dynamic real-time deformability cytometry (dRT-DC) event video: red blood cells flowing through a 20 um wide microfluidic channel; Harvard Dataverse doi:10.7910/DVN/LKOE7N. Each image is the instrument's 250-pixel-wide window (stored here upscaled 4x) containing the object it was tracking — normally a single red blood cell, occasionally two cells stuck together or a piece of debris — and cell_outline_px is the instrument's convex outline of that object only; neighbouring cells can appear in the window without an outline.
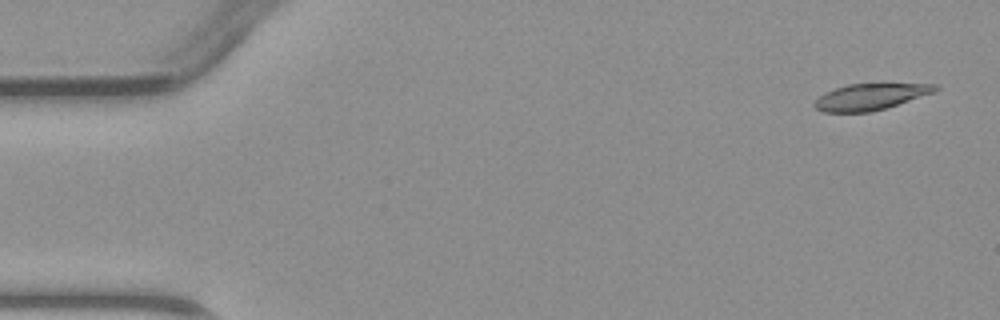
{"species": "common noctule bat (a hibernating species)", "species_latin": "Nyctalus noctula", "temperature_condition": "warm", "stored_images_in_passage": 4, "camera_frame_rate_fps": 3000, "um_per_image_px": 0.085, "animal": {"sex": "male", "body_mass_g": 23.1, "forearm_length_mm": 52.7}, "frame": {"image": 1, "passage_image": 1, "time_ms": 0.0, "image_size_px": [1000, 320], "cell_outline_px": [[940, 88], [932, 92], [872, 112], [824, 112], [816, 108], [812, 104], [824, 92], [848, 84], [936, 84]], "centroid_in_image_um": [73.91, 8.22], "position_along_channel_um": 11.1, "area_um2": 18.03}}